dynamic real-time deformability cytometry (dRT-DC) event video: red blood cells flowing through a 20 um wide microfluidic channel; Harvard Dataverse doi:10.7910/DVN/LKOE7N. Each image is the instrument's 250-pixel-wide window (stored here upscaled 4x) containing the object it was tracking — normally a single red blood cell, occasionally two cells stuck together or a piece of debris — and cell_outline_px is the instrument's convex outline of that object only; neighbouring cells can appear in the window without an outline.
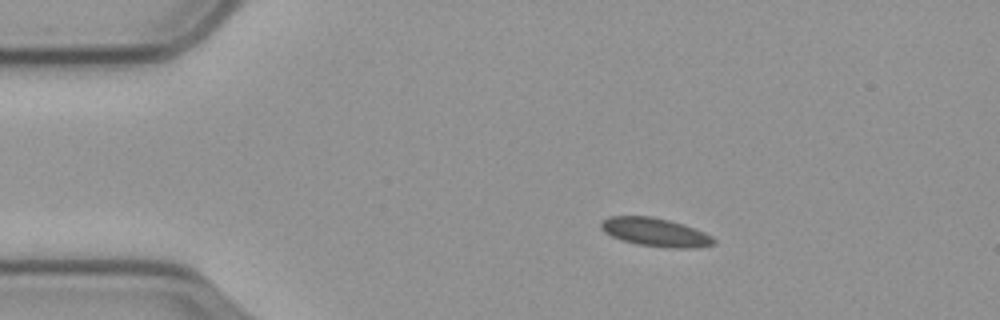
{"species": "common noctule bat (a hibernating species)", "species_latin": "Nyctalus noctula", "temperature_condition": "cold", "stored_images_in_passage": 52, "segment_of_instrument_passage": [1, 2], "camera_frame_rate_fps": 3000, "um_per_image_px": 0.085, "animal": {"sex": "male", "body_mass_g": 23.1, "forearm_length_mm": 52.7}, "frame": {"image": 1, "passage_image": 3, "time_ms": 0.667, "image_size_px": [1000, 320], "cell_outline_px": [[716, 244], [692, 248], [668, 248], [636, 244], [620, 240], [604, 232], [600, 228], [600, 224], [608, 216], [652, 216], [684, 224], [704, 232], [712, 236], [716, 240]], "centroid_in_image_um": [55.7, 19.74], "position_along_channel_um": 29.3, "area_um2": 18.84}}
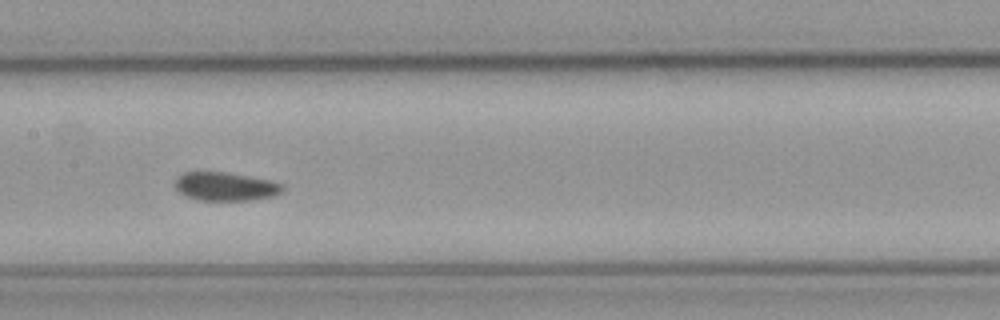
{"frame": {"image": 2, "passage_image": 21, "time_ms": 6.667, "image_size_px": [1000, 320], "cell_outline_px": [[284, 188], [280, 192], [272, 196], [248, 200], [200, 200], [184, 196], [172, 184], [176, 176], [184, 172], [224, 172], [248, 176], [268, 180], [284, 184]], "centroid_in_image_um": [19.09, 15.84], "position_along_channel_um": 188.3, "area_um2": 17.86}}
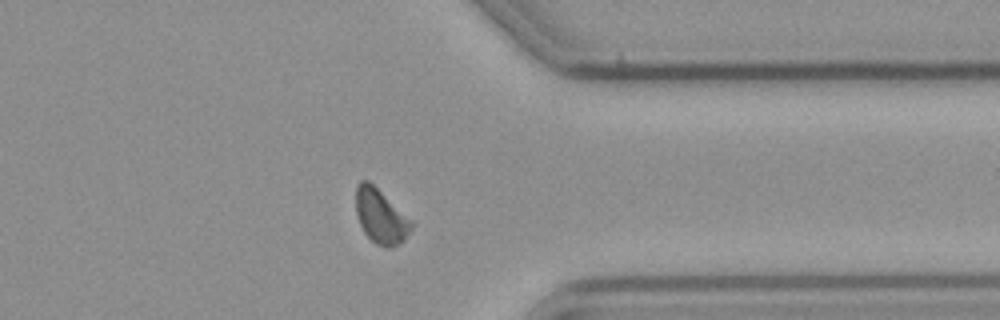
{"frame": {"image": 3, "passage_image": 38, "time_ms": 12.333, "image_size_px": [1000, 320], "cell_outline_px": [[416, 224], [404, 240], [400, 244], [392, 248], [384, 248], [376, 244], [364, 232], [356, 216], [356, 184], [360, 180], [368, 180], [412, 220]], "centroid_in_image_um": [32.38, 18.41], "position_along_channel_um": 379.0, "area_um2": 17.8}}